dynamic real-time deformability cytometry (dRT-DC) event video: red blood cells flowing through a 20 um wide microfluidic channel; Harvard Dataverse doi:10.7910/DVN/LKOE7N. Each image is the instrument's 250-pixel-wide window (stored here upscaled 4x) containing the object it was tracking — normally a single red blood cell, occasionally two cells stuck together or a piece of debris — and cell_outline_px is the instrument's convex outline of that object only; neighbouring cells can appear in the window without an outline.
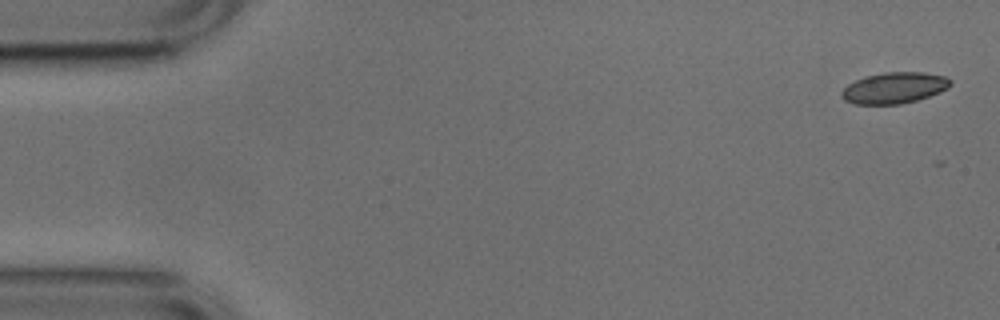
{"species": "common noctule bat (a hibernating species)", "species_latin": "Nyctalus noctula", "temperature_condition": "cold", "stored_images_in_passage": 9, "camera_frame_rate_fps": 3000, "um_per_image_px": 0.085, "animal": {"sex": "male", "body_mass_g": 17.9, "forearm_length_mm": 54.2}, "frame": {"image": 1, "passage_image": 1, "time_ms": 0.0, "image_size_px": [1000, 320], "cell_outline_px": [[952, 84], [948, 88], [940, 92], [916, 100], [900, 104], [856, 104], [844, 100], [840, 96], [840, 92], [848, 84], [864, 76], [884, 72], [924, 72], [944, 76], [952, 80]], "centroid_in_image_um": [76.01, 7.46], "position_along_channel_um": 9.0, "area_um2": 19.83}}